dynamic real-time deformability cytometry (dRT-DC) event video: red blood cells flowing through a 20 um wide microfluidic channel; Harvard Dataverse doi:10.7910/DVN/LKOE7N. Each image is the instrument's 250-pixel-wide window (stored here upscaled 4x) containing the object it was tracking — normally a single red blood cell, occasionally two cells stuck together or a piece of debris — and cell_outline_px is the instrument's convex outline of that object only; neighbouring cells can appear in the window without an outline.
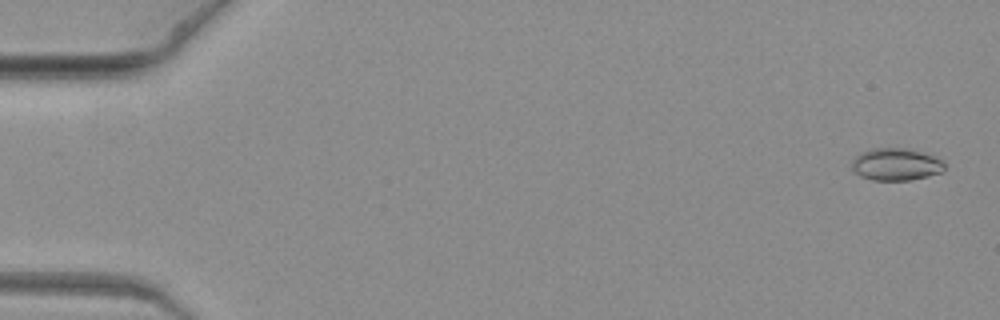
{"species": "common noctule bat (a hibernating species)", "species_latin": "Nyctalus noctula", "temperature_condition": "warm", "stored_images_in_passage": 8, "camera_frame_rate_fps": 3000, "um_per_image_px": 0.085, "animal": {"sex": "female", "body_mass_g": 19.3, "forearm_length_mm": 54.1}, "frame": {"image": 1, "passage_image": 1, "time_ms": 0.0, "image_size_px": [1000, 320], "cell_outline_px": [[944, 168], [940, 172], [928, 176], [908, 180], [872, 180], [860, 176], [852, 172], [852, 160], [860, 152], [872, 148], [908, 148], [924, 152], [940, 160], [944, 164]], "centroid_in_image_um": [76.1, 13.96], "position_along_channel_um": 8.9, "area_um2": 17.46}}
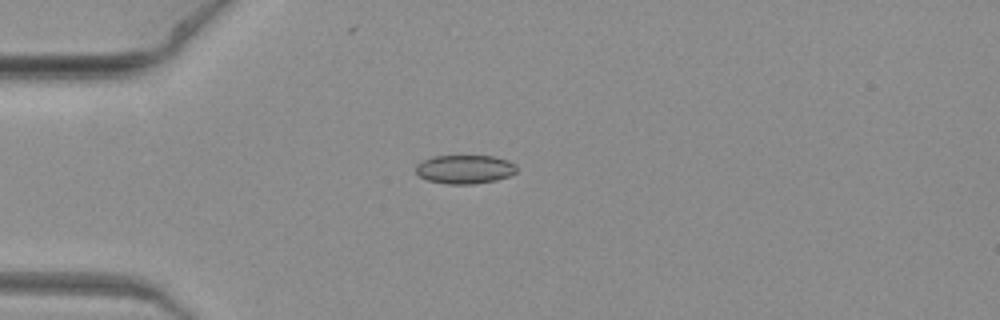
{"frame": {"image": 2, "passage_image": 6, "time_ms": 1.667, "image_size_px": [1000, 320], "cell_outline_px": [[516, 172], [508, 176], [496, 180], [472, 184], [448, 184], [428, 180], [420, 176], [416, 172], [416, 164], [432, 156], [492, 156], [508, 160], [516, 164]], "centroid_in_image_um": [39.51, 14.38], "position_along_channel_um": 45.5, "area_um2": 16.82}}